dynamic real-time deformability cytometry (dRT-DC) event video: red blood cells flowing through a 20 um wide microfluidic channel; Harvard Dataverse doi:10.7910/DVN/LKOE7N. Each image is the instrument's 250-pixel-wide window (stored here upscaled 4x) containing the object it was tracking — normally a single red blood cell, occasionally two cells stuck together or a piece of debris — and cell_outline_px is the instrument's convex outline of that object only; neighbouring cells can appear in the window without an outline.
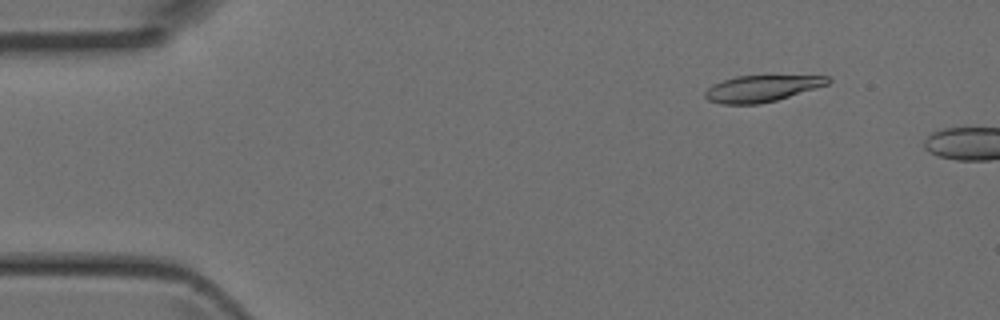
{"species": "Egyptian fruit bat (a non-hibernating species)", "species_latin": "Rousettus aegyptiacus", "temperature_condition": "room temperature", "stored_images_in_passage": 3, "camera_frame_rate_fps": 3000, "um_per_image_px": 0.085, "animal": {"sex": "female"}, "frame": {"image": 1, "passage_image": 2, "time_ms": 0.333, "image_size_px": [1000, 320], "cell_outline_px": [[832, 80], [828, 84], [816, 88], [776, 100], [760, 104], [720, 104], [708, 100], [704, 96], [704, 92], [712, 84], [736, 76], [832, 76]], "centroid_in_image_um": [64.73, 7.53], "position_along_channel_um": 20.3, "area_um2": 18.84}}